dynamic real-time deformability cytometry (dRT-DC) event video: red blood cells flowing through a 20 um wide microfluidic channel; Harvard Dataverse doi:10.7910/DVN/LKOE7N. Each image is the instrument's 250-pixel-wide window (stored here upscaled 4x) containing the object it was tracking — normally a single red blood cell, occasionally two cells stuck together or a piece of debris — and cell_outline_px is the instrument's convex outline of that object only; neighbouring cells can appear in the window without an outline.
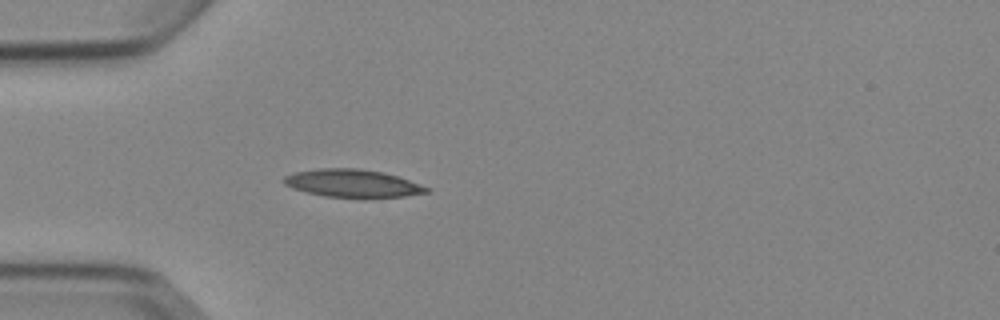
{"species": "Egyptian fruit bat (a non-hibernating species)", "species_latin": "Rousettus aegyptiacus", "temperature_condition": "cold", "stored_images_in_passage": 3, "camera_frame_rate_fps": 3000, "um_per_image_px": 0.085, "animal": {"sex": "female"}, "frame": {"image": 1, "passage_image": 3, "time_ms": 3.333, "image_size_px": [1000, 320], "cell_outline_px": [[432, 188], [428, 192], [404, 196], [324, 196], [292, 188], [284, 184], [280, 180], [284, 176], [296, 172], [320, 168], [356, 168], [384, 172]], "centroid_in_image_um": [29.93, 15.56], "position_along_channel_um": 55.1, "area_um2": 22.6}}